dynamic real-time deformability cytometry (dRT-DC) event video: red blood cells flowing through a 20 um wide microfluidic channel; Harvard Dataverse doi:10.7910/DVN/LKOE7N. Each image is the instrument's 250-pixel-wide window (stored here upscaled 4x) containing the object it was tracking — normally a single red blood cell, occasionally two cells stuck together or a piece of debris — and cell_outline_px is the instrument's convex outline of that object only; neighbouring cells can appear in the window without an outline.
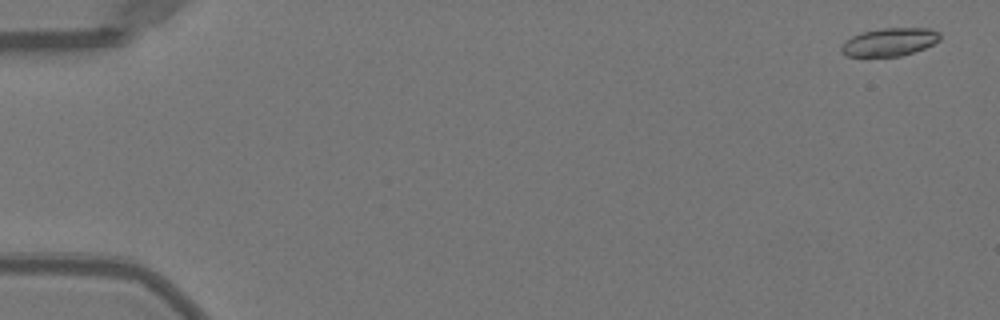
{"species": "Egyptian fruit bat (a non-hibernating species)", "species_latin": "Rousettus aegyptiacus", "temperature_condition": "warm", "stored_images_in_passage": 52, "camera_frame_rate_fps": 3000, "um_per_image_px": 0.085, "animal": {"sex": "female"}, "frame": {"image": 1, "passage_image": 2, "time_ms": 0.333, "image_size_px": [1000, 320], "cell_outline_px": [[940, 40], [924, 48], [900, 56], [848, 56], [840, 52], [840, 48], [852, 36], [860, 32], [884, 28], [932, 28], [940, 32]], "centroid_in_image_um": [75.63, 3.56], "position_along_channel_um": 9.4, "area_um2": 16.01}}
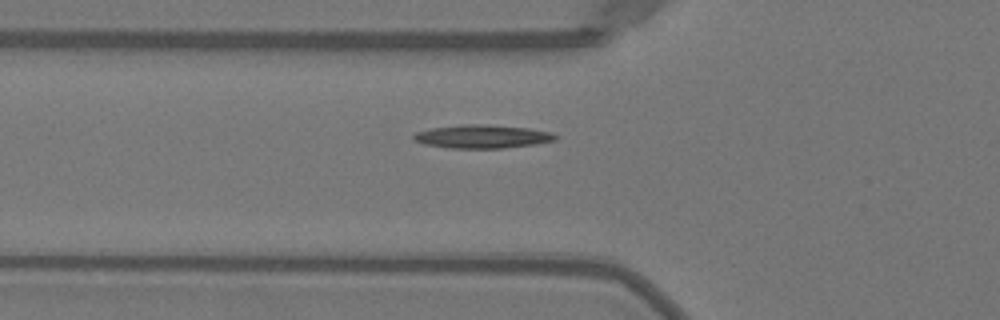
{"frame": {"image": 2, "passage_image": 19, "time_ms": 6.0, "image_size_px": [1000, 320], "cell_outline_px": [[560, 136], [556, 140], [536, 144], [504, 148], [452, 148], [424, 144], [416, 140], [412, 136], [416, 132], [432, 128], [464, 124], [484, 124], [528, 128], [552, 132]], "centroid_in_image_um": [41.06, 11.6], "position_along_channel_um": 84.7, "area_um2": 19.31}}
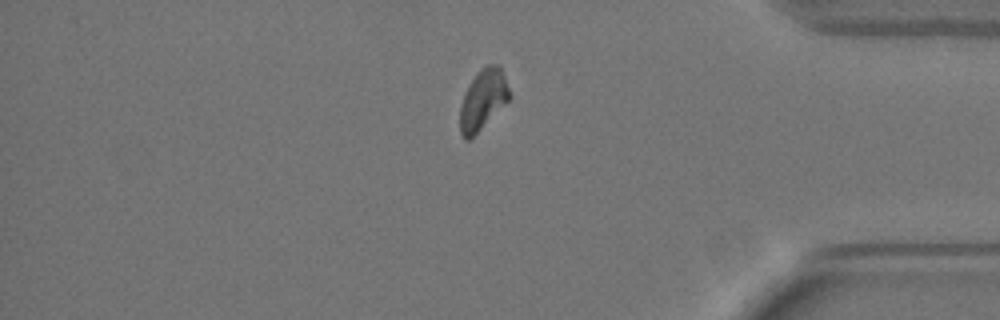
{"frame": {"image": 3, "passage_image": 44, "time_ms": 14.333, "image_size_px": [1000, 320], "cell_outline_px": [[508, 100], [468, 140], [464, 140], [460, 132], [460, 104], [476, 72], [484, 64], [500, 64], [508, 88]], "centroid_in_image_um": [41.02, 8.41], "position_along_channel_um": 394.2, "area_um2": 16.76}}